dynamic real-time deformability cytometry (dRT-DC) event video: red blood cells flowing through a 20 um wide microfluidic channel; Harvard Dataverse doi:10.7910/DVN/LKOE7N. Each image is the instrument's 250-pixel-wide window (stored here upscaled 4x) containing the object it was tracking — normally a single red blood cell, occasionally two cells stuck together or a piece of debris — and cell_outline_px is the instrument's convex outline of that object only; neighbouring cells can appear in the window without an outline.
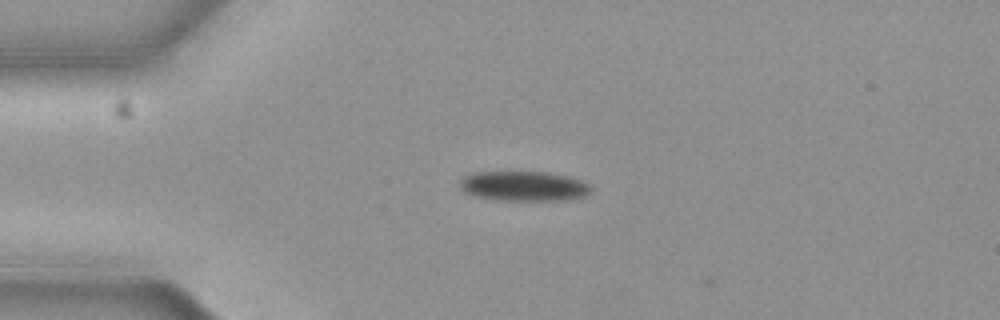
{"species": "common noctule bat (a hibernating species)", "species_latin": "Nyctalus noctula", "temperature_condition": "cold", "stored_images_in_passage": 3, "camera_frame_rate_fps": 3000, "um_per_image_px": 0.085, "animal": {"sex": "female", "body_mass_g": 19.3, "forearm_length_mm": 54.1}, "frame": {"image": 1, "passage_image": 1, "time_ms": 0.0, "image_size_px": [1000, 320], "cell_outline_px": [[592, 192], [584, 196], [556, 200], [500, 200], [476, 196], [464, 192], [460, 188], [460, 180], [464, 176], [472, 172], [512, 168], [548, 172], [568, 176], [584, 180], [592, 188]], "centroid_in_image_um": [44.47, 15.74], "position_along_channel_um": 40.5, "area_um2": 23.93}}